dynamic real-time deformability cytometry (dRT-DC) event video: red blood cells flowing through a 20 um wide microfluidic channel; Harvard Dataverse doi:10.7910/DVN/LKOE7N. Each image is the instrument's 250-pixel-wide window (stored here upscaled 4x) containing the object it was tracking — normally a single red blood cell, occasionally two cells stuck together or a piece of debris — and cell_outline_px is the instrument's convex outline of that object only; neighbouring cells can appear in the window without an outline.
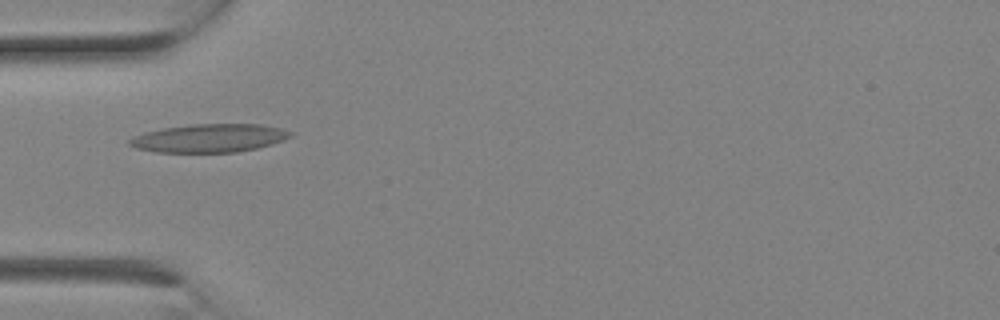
{"species": "Egyptian fruit bat (a non-hibernating species)", "species_latin": "Rousettus aegyptiacus", "temperature_condition": "room temperature", "stored_images_in_passage": 3, "camera_frame_rate_fps": 3000, "um_per_image_px": 0.085, "animal": {"sex": "female"}, "frame": {"image": 1, "passage_image": 3, "time_ms": 0.667, "image_size_px": [1000, 320], "cell_outline_px": [[296, 132], [292, 136], [284, 140], [272, 144], [256, 148], [236, 152], [156, 152], [136, 148], [128, 144], [128, 140], [132, 136], [144, 132], [164, 128], [192, 124], [260, 124], [280, 128]], "centroid_in_image_um": [17.8, 11.74], "position_along_channel_um": 67.2, "area_um2": 26.65}}